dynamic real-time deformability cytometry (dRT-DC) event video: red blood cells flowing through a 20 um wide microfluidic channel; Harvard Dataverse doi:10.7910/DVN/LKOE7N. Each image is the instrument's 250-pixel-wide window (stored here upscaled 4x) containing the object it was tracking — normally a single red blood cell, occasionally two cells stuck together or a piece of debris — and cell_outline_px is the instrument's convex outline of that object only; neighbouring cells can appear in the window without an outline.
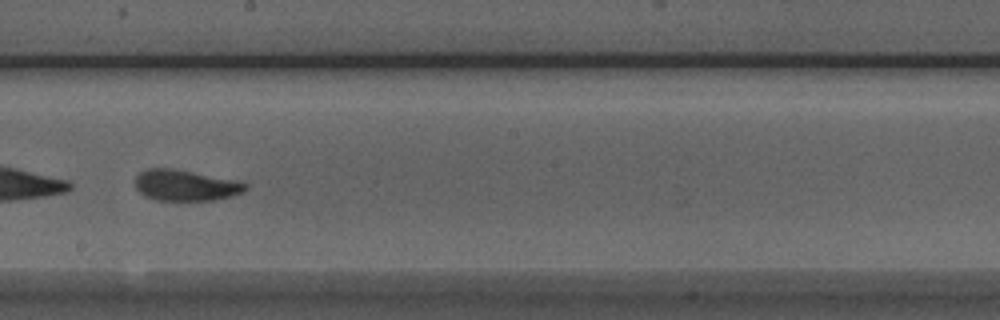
{"species": "Egyptian fruit bat (a non-hibernating species)", "species_latin": "Rousettus aegyptiacus", "temperature_condition": "room temperature", "stored_images_in_passage": 51, "camera_frame_rate_fps": 3000, "um_per_image_px": 0.085, "animal": {"sex": "male"}, "frame": {"image": 1, "passage_image": 29, "time_ms": 9.333, "image_size_px": [1000, 320], "cell_outline_px": [[248, 188], [244, 192], [232, 196], [216, 200], [156, 200], [144, 196], [136, 188], [136, 176], [140, 172], [148, 168], [172, 168], [240, 180], [248, 184]], "centroid_in_image_um": [15.82, 15.75], "position_along_channel_um": 232.4, "area_um2": 20.17}}
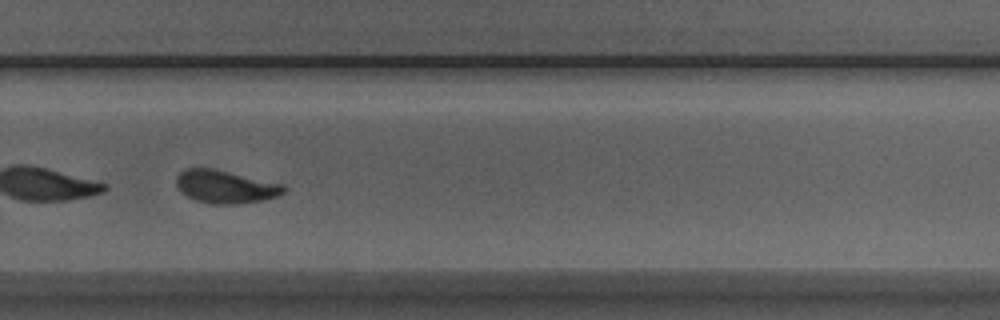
{"frame": {"image": 2, "passage_image": 35, "time_ms": 11.333, "image_size_px": [1000, 320], "cell_outline_px": [[288, 188], [284, 192], [276, 196], [260, 200], [236, 204], [212, 204], [196, 200], [188, 196], [176, 184], [176, 176], [184, 168], [212, 168], [284, 184]], "centroid_in_image_um": [19.17, 15.86], "position_along_channel_um": 310.6, "area_um2": 20.4}, "authors_computed_cell_mechanics": {"area_um2": 21.5016, "velocity_mm_per_s": 3.9221, "shape_relaxation_time_tau1_ms": 2.9477, "shape_relaxation_time_tau2_ms": 1.3976, "deformation_change_tau1": 0.1539, "deformation_change_tau2": 0.0844}}